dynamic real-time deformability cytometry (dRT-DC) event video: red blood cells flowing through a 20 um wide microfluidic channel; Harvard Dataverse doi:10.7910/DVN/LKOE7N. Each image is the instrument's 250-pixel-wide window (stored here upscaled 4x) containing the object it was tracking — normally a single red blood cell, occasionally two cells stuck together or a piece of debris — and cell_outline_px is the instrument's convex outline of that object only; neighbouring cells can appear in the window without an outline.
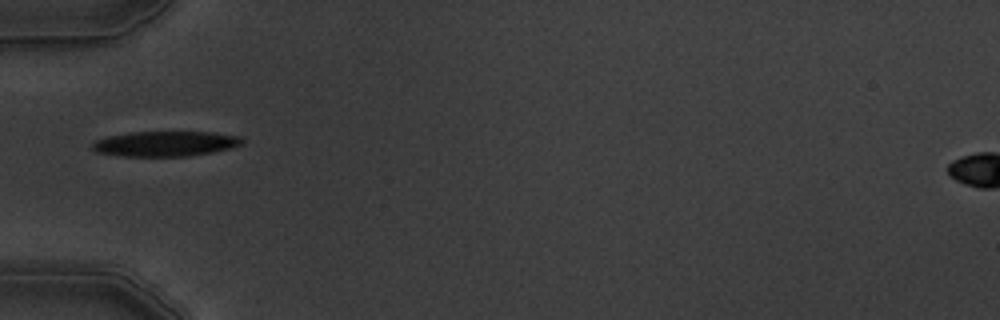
{"species": "common noctule bat (a hibernating species)", "species_latin": "Nyctalus noctula", "temperature_condition": "warm", "stored_images_in_passage": 1, "camera_frame_rate_fps": 3000, "um_per_image_px": 0.085, "animal": {"sex": "male", "body_mass_g": 19.5, "forearm_length_mm": 54.6}, "frame": {"image": 1, "passage_image": 1, "time_ms": 0.0, "image_size_px": [1000, 320], "cell_outline_px": [[244, 144], [232, 148], [212, 152], [188, 156], [124, 156], [96, 152], [92, 148], [92, 144], [96, 140], [108, 136], [128, 132], [212, 132], [240, 136], [244, 140]], "centroid_in_image_um": [14.09, 12.21], "position_along_channel_um": 70.9, "area_um2": 22.02}}